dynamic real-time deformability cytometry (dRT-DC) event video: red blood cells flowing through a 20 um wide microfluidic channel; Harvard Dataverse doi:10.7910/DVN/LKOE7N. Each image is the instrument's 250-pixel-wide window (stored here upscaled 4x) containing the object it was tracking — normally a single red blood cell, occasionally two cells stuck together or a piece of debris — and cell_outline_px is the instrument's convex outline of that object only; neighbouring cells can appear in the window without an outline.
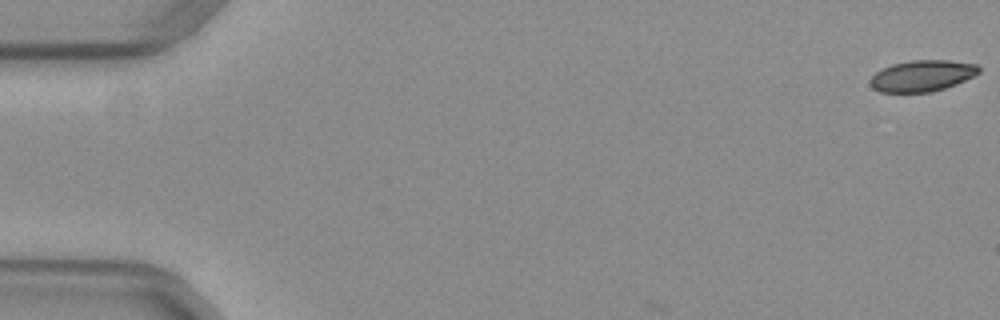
{"species": "common noctule bat (a hibernating species)", "species_latin": "Nyctalus noctula", "temperature_condition": "warm", "stored_images_in_passage": 3, "camera_frame_rate_fps": 3000, "um_per_image_px": 0.085, "animal": {"sex": "female", "body_mass_g": 29.2, "forearm_length_mm": 56.3}, "frame": {"image": 1, "passage_image": 1, "time_ms": 0.0, "image_size_px": [1000, 320], "cell_outline_px": [[980, 72], [956, 84], [932, 92], [880, 92], [872, 88], [868, 80], [876, 72], [892, 64], [912, 60], [948, 60], [976, 64], [980, 68]], "centroid_in_image_um": [78.36, 6.44], "position_along_channel_um": 6.6, "area_um2": 19.71}}